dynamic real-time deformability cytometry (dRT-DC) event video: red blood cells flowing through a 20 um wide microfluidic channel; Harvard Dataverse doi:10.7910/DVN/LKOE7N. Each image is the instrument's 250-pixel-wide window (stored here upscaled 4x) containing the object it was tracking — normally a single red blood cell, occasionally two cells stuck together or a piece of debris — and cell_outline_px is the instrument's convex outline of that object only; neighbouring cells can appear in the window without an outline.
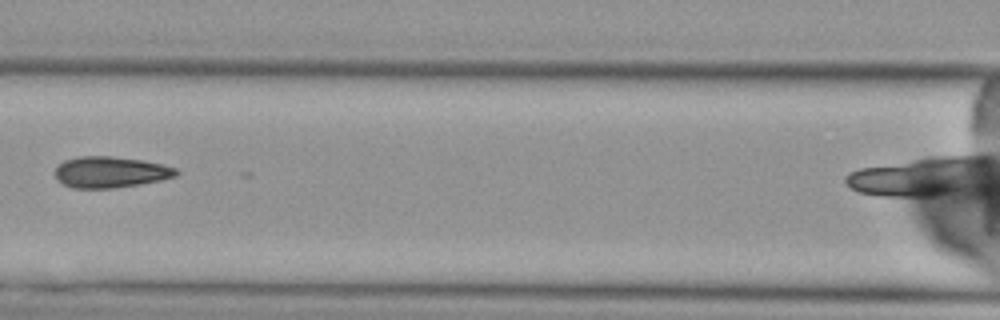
{"species": "Egyptian fruit bat (a non-hibernating species)", "species_latin": "Rousettus aegyptiacus", "temperature_condition": "cold", "stored_images_in_passage": 7, "camera_frame_rate_fps": 3000, "um_per_image_px": 0.085, "animal": {"sex": "female"}, "frame": {"image": 1, "passage_image": 6, "time_ms": 6.0, "image_size_px": [1000, 320], "cell_outline_px": [[180, 172], [176, 176], [160, 180], [140, 184], [112, 188], [72, 188], [64, 184], [56, 176], [56, 168], [64, 160], [80, 156], [112, 156], [140, 160], [160, 164], [176, 168]], "centroid_in_image_um": [9.4, 14.63], "position_along_channel_um": 157.2, "area_um2": 21.73}}
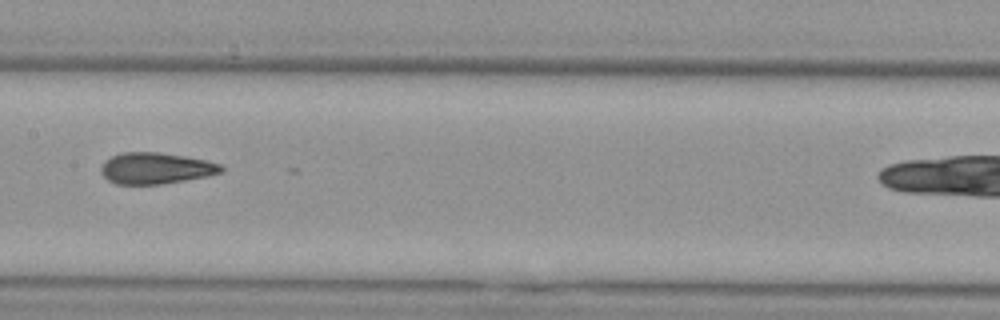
{"frame": {"image": 2, "passage_image": 7, "time_ms": 7.0, "image_size_px": [1000, 320], "cell_outline_px": [[224, 172], [208, 176], [160, 184], [116, 184], [108, 180], [100, 172], [100, 168], [104, 160], [120, 152], [160, 152], [184, 156], [204, 160], [220, 164], [224, 168]], "centroid_in_image_um": [13.22, 14.29], "position_along_channel_um": 194.2, "area_um2": 21.96}}